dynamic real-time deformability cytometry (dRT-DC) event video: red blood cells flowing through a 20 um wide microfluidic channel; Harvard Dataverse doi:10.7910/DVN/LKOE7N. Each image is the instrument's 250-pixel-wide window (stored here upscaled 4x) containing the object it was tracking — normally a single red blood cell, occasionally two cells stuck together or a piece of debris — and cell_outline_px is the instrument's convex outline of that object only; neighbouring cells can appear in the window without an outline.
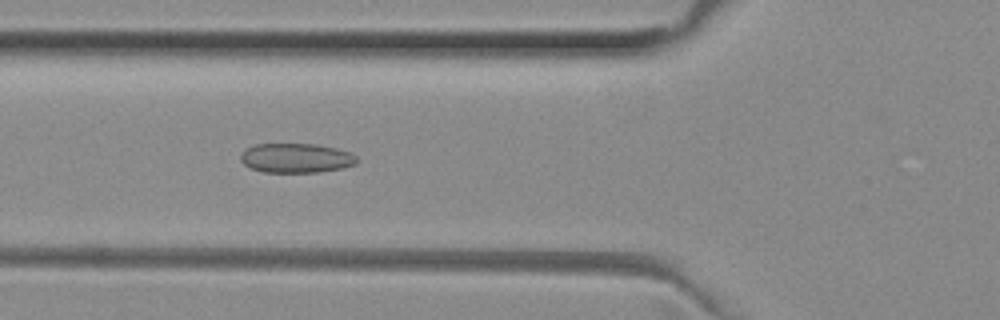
{"species": "common noctule bat (a hibernating species)", "species_latin": "Nyctalus noctula", "temperature_condition": "room temperature", "stored_images_in_passage": 39, "camera_frame_rate_fps": 3000, "um_per_image_px": 0.085, "animal": {"sex": "female", "body_mass_g": 29.2, "forearm_length_mm": 56.3}, "frame": {"image": 1, "passage_image": 8, "time_ms": 2.333, "image_size_px": [1000, 320], "cell_outline_px": [[356, 164], [340, 168], [320, 172], [260, 172], [244, 164], [240, 160], [240, 156], [248, 148], [256, 144], [316, 144], [336, 148], [348, 152], [356, 156]], "centroid_in_image_um": [25.16, 13.44], "position_along_channel_um": 100.6, "area_um2": 19.77}}
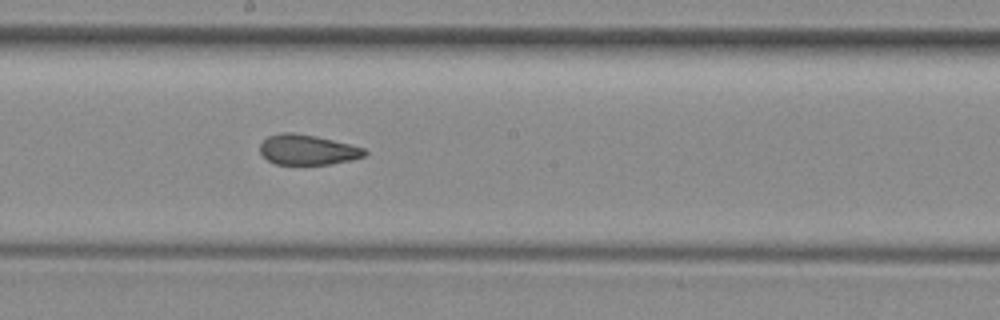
{"frame": {"image": 2, "passage_image": 17, "time_ms": 5.333, "image_size_px": [1000, 320], "cell_outline_px": [[368, 152], [364, 156], [348, 160], [328, 164], [276, 164], [268, 160], [260, 152], [260, 144], [268, 136], [280, 132], [292, 132], [316, 136], [364, 148]], "centroid_in_image_um": [26.1, 12.72], "position_along_channel_um": 222.1, "area_um2": 18.15}}
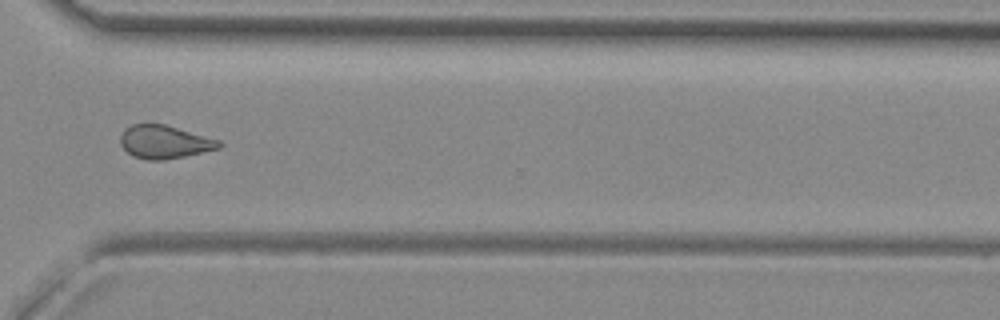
{"frame": {"image": 3, "passage_image": 27, "time_ms": 8.667, "image_size_px": [1000, 320], "cell_outline_px": [[224, 144], [220, 148], [184, 156], [164, 160], [148, 160], [132, 156], [120, 144], [120, 136], [124, 128], [132, 124], [164, 124], [220, 140]], "centroid_in_image_um": [13.97, 12.06], "position_along_channel_um": 356.6, "area_um2": 19.07}, "authors_computed_cell_mechanics": {"area_um2": 19.4786, "velocity_mm_per_s": 4.0402, "shape_relaxation_time_tau1_ms": null, "shape_relaxation_time_tau2_ms": 2.066, "deformation_change_tau1": null, "deformation_change_tau2": 0.0898}}